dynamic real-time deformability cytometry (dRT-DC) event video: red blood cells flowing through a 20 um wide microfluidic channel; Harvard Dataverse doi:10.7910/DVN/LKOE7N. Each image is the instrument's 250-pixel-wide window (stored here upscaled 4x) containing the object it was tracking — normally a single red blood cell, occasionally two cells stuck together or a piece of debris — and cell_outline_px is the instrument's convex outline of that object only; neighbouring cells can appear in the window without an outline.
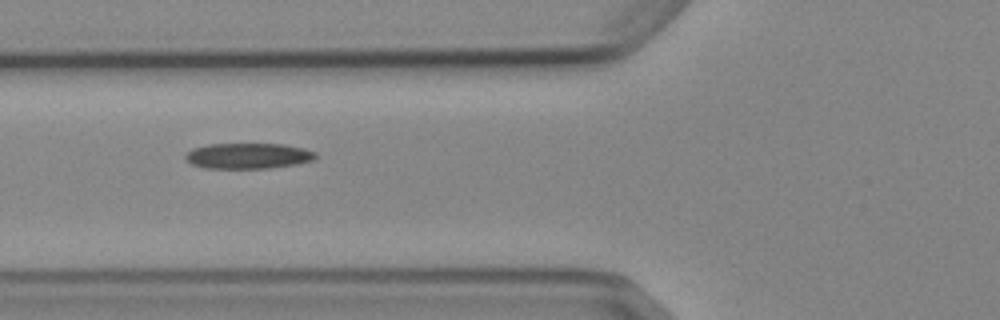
{"species": "Egyptian fruit bat (a non-hibernating species)", "species_latin": "Rousettus aegyptiacus", "temperature_condition": "cold", "stored_images_in_passage": 4, "camera_frame_rate_fps": 3000, "um_per_image_px": 0.085, "animal": {"sex": "female"}, "frame": {"image": 1, "passage_image": 2, "time_ms": 1.0, "image_size_px": [1000, 320], "cell_outline_px": [[316, 160], [296, 164], [268, 168], [204, 168], [192, 164], [184, 156], [192, 148], [208, 144], [284, 144], [304, 148], [316, 152]], "centroid_in_image_um": [21.12, 13.24], "position_along_channel_um": 104.7, "area_um2": 19.48}}